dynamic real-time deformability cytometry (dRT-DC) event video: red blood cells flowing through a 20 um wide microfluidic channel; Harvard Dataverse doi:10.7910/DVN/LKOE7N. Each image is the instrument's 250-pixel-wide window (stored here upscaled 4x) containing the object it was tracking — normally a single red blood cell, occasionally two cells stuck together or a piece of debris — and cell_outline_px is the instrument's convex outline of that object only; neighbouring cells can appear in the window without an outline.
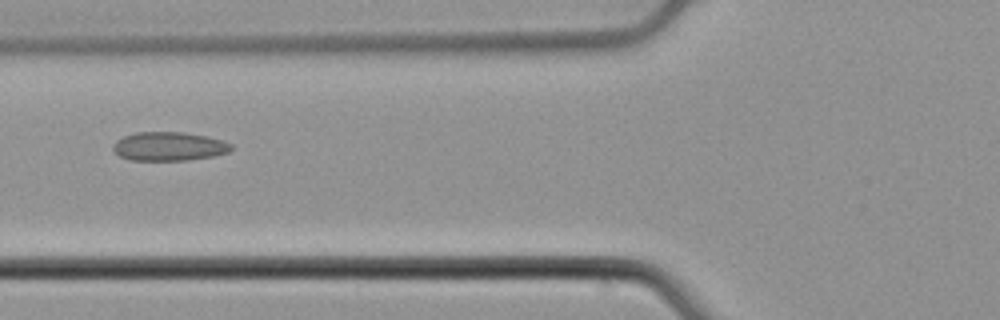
{"species": "common noctule bat (a hibernating species)", "species_latin": "Nyctalus noctula", "temperature_condition": "cold", "stored_images_in_passage": 3, "camera_frame_rate_fps": 3000, "um_per_image_px": 0.085, "animal": {"sex": "male", "body_mass_g": 21.5, "forearm_length_mm": 52.0}, "frame": {"image": 1, "passage_image": 3, "time_ms": 0.667, "image_size_px": [1000, 320], "cell_outline_px": [[232, 148], [228, 152], [212, 156], [184, 160], [132, 160], [120, 156], [112, 148], [112, 144], [116, 140], [124, 136], [136, 132], [184, 132], [208, 136], [224, 140], [232, 144]], "centroid_in_image_um": [14.37, 12.43], "position_along_channel_um": 111.4, "area_um2": 19.83}}